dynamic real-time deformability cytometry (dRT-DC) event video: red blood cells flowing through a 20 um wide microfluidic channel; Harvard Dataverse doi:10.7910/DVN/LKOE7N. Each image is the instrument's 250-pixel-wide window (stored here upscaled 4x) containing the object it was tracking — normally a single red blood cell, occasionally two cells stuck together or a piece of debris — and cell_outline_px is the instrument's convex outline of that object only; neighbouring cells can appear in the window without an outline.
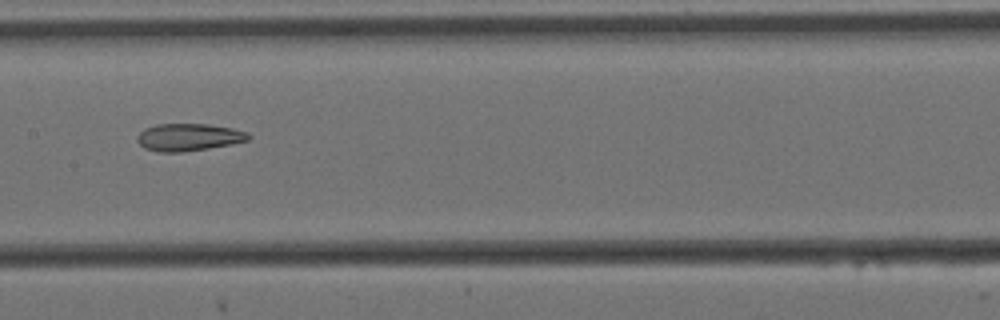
{"species": "Egyptian fruit bat (a non-hibernating species)", "species_latin": "Rousettus aegyptiacus", "temperature_condition": "cold", "stored_images_in_passage": 10, "camera_frame_rate_fps": 3000, "um_per_image_px": 0.085, "animal": {"sex": "female"}, "frame": {"image": 1, "passage_image": 7, "time_ms": 2.0, "image_size_px": [1000, 320], "cell_outline_px": [[252, 136], [248, 140], [232, 144], [208, 148], [180, 152], [160, 152], [144, 148], [136, 140], [136, 136], [144, 128], [156, 124], [208, 124], [232, 128], [248, 132]], "centroid_in_image_um": [16.03, 11.65], "position_along_channel_um": 191.4, "area_um2": 17.8}}
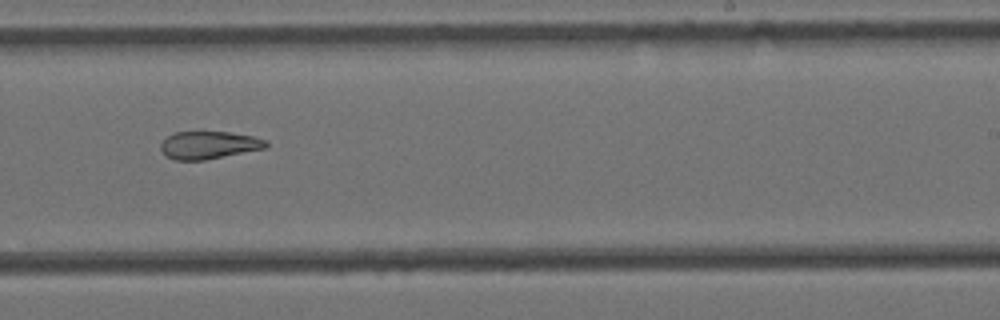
{"frame": {"image": 2, "passage_image": 9, "time_ms": 2.667, "image_size_px": [1000, 320], "cell_outline_px": [[268, 144], [264, 148], [204, 160], [176, 160], [168, 156], [160, 148], [160, 144], [168, 136], [176, 132], [228, 132], [252, 136], [268, 140]], "centroid_in_image_um": [17.76, 12.32], "position_along_channel_um": 271.2, "area_um2": 16.65}}
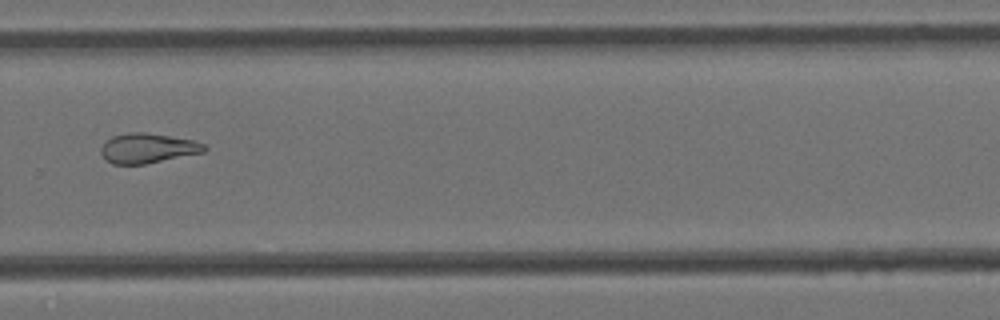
{"frame": {"image": 3, "passage_image": 10, "time_ms": 3.0, "image_size_px": [1000, 320], "cell_outline_px": [[208, 148], [204, 152], [144, 164], [112, 164], [104, 160], [100, 152], [100, 148], [112, 136], [128, 132], [144, 132], [192, 140], [204, 144]], "centroid_in_image_um": [12.52, 12.6], "position_along_channel_um": 317.3, "area_um2": 17.86}}